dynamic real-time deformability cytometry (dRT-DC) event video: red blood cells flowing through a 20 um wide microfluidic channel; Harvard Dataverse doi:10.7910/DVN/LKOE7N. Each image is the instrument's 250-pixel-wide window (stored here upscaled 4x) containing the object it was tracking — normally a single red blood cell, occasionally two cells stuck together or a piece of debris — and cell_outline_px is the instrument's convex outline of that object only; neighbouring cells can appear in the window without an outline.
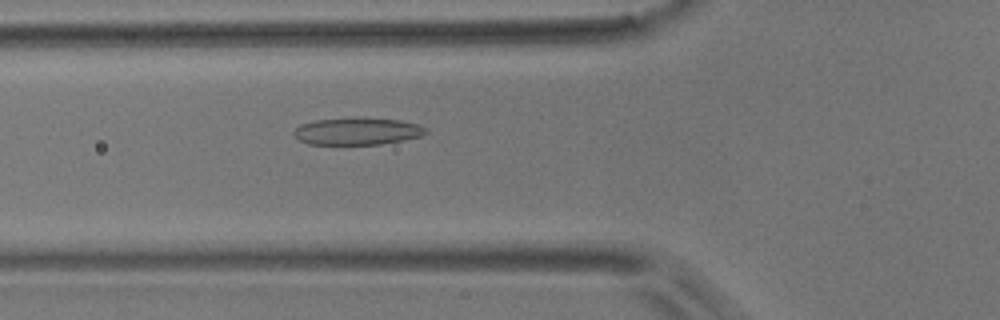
{"species": "common noctule bat (a hibernating species)", "species_latin": "Nyctalus noctula", "temperature_condition": "room temperature", "stored_images_in_passage": 5, "camera_frame_rate_fps": 3000, "um_per_image_px": 0.085, "animal": {"sex": "male", "body_mass_g": 17.9}, "frame": {"image": 1, "passage_image": 5, "time_ms": 5.667, "image_size_px": [1000, 320], "cell_outline_px": [[428, 132], [420, 136], [404, 140], [380, 144], [308, 144], [300, 140], [292, 132], [300, 124], [316, 120], [400, 120], [420, 124], [428, 128]], "centroid_in_image_um": [30.41, 11.19], "position_along_channel_um": 95.4, "area_um2": 20.06}}